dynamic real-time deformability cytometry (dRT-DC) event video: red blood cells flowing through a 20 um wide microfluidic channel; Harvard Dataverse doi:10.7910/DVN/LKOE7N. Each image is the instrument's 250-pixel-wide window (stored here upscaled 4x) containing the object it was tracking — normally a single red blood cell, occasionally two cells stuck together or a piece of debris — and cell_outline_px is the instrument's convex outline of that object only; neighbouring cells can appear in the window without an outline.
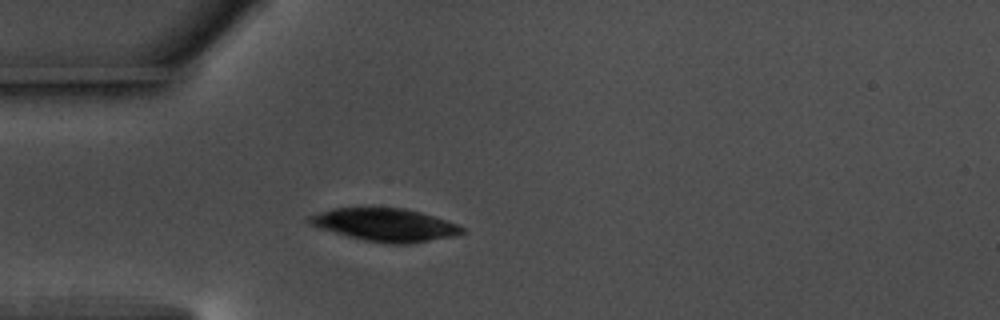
{"species": "common noctule bat (a hibernating species)", "species_latin": "Nyctalus noctula", "temperature_condition": "warm", "stored_images_in_passage": 43, "camera_frame_rate_fps": 3000, "um_per_image_px": 0.085, "animal": {"sex": "male", "body_mass_g": 17.5, "forearm_length_mm": 52.3}, "frame": {"image": 1, "passage_image": 6, "time_ms": 1.667, "image_size_px": [1000, 320], "cell_outline_px": [[464, 232], [452, 236], [412, 244], [388, 244], [348, 236], [320, 228], [308, 224], [308, 216], [332, 208], [404, 208], [420, 212], [456, 224], [464, 228]], "centroid_in_image_um": [32.71, 19.11], "position_along_channel_um": 52.3, "area_um2": 28.84}}
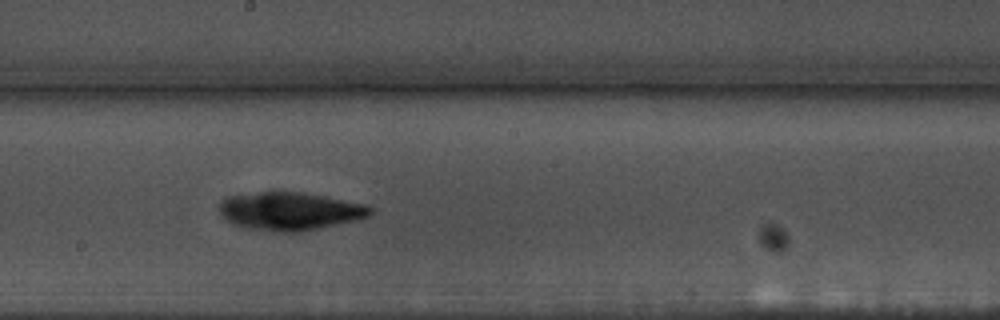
{"frame": {"image": 2, "passage_image": 21, "time_ms": 6.667, "image_size_px": [1000, 320], "cell_outline_px": [[372, 212], [368, 216], [356, 220], [300, 232], [276, 232], [244, 228], [232, 224], [216, 208], [228, 196], [260, 192], [300, 192], [324, 196], [364, 204], [372, 208]], "centroid_in_image_um": [24.61, 17.96], "position_along_channel_um": 223.6, "area_um2": 33.29}}
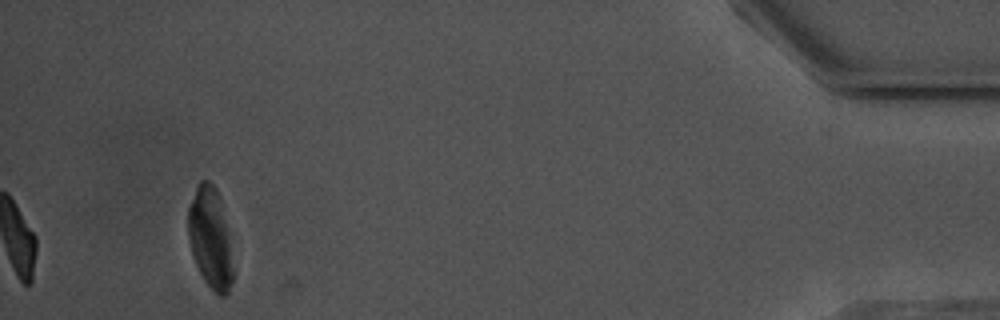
{"frame": {"image": 3, "passage_image": 43, "time_ms": 14.0, "image_size_px": [1000, 320], "cell_outline_px": [[232, 280], [228, 292], [224, 296], [220, 296], [204, 280], [192, 256], [188, 236], [188, 208], [196, 184], [200, 180], [208, 180], [216, 188], [220, 196], [228, 228], [232, 268]], "centroid_in_image_um": [17.86, 20.17], "position_along_channel_um": 417.3, "area_um2": 26.36}}